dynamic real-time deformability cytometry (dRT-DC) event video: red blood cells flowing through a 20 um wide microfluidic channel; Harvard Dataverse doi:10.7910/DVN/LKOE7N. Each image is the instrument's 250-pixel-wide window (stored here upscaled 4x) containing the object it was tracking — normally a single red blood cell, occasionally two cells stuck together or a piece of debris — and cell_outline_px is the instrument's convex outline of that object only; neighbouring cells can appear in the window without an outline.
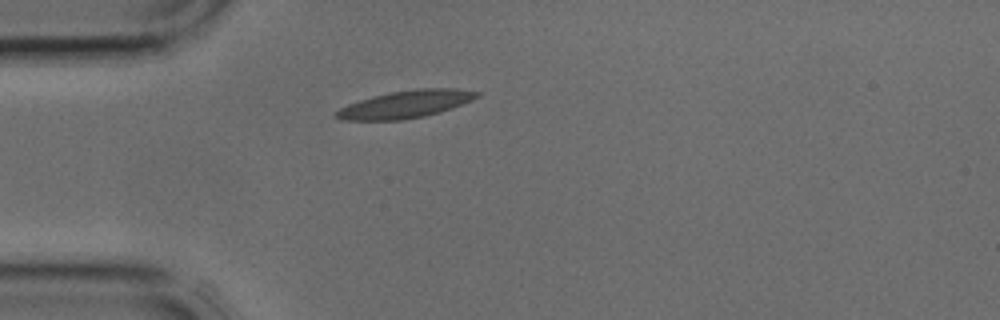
{"species": "common noctule bat (a hibernating species)", "species_latin": "Nyctalus noctula", "temperature_condition": "cold", "stored_images_in_passage": 3, "camera_frame_rate_fps": 3000, "um_per_image_px": 0.085, "animal": {"sex": "male", "body_mass_g": 17.9, "forearm_length_mm": 54.2}, "frame": {"image": 1, "passage_image": 3, "time_ms": 0.667, "image_size_px": [1000, 320], "cell_outline_px": [[480, 96], [472, 100], [452, 108], [440, 112], [424, 116], [400, 120], [340, 120], [332, 116], [340, 108], [348, 104], [372, 96], [392, 92], [416, 88], [456, 88], [480, 92]], "centroid_in_image_um": [34.48, 8.86], "position_along_channel_um": 50.5, "area_um2": 22.54}}